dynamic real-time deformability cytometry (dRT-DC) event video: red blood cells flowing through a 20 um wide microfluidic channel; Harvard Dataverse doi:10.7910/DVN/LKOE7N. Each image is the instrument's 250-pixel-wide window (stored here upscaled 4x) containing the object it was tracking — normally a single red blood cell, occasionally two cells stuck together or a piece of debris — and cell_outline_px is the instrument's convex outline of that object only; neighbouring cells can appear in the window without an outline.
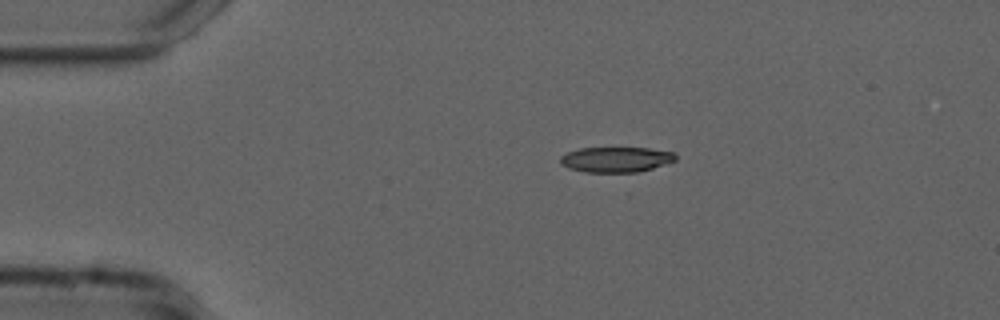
{"species": "common noctule bat (a hibernating species)", "species_latin": "Nyctalus noctula", "temperature_condition": "cold", "stored_images_in_passage": 37, "camera_frame_rate_fps": 3000, "um_per_image_px": 0.085, "animal": {"sex": "male", "forearm_length_mm": 52.5}, "frame": {"image": 1, "passage_image": 1, "time_ms": 0.0, "image_size_px": [1000, 320], "cell_outline_px": [[676, 160], [628, 176], [584, 172], [568, 168], [560, 164], [560, 156], [568, 152], [580, 148], [648, 148], [676, 152]], "centroid_in_image_um": [52.36, 13.61], "position_along_channel_um": 32.6, "area_um2": 17.86}}
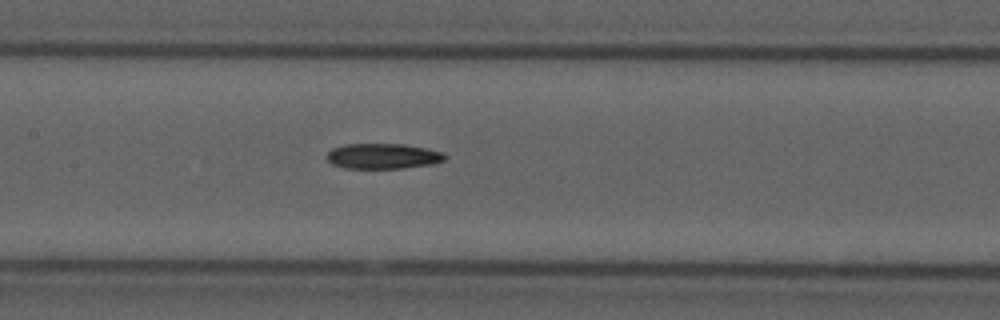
{"frame": {"image": 2, "passage_image": 16, "time_ms": 5.0, "image_size_px": [1000, 320], "cell_outline_px": [[448, 156], [444, 160], [432, 164], [404, 168], [344, 168], [332, 164], [328, 160], [328, 152], [332, 148], [344, 144], [404, 144], [444, 152]], "centroid_in_image_um": [32.57, 13.27], "position_along_channel_um": 174.8, "area_um2": 17.46}}
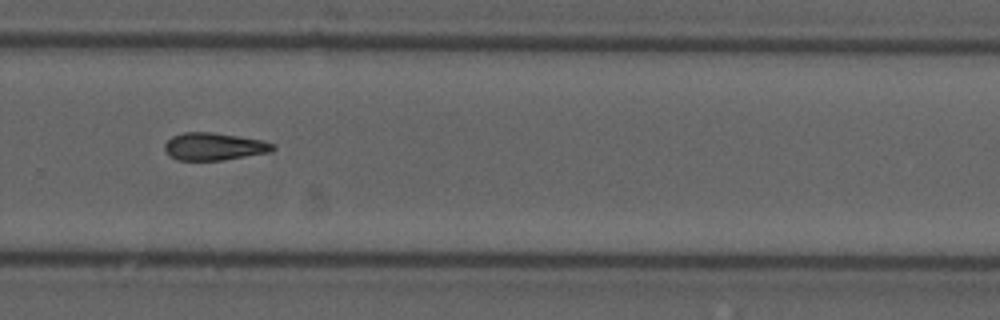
{"frame": {"image": 3, "passage_image": 27, "time_ms": 8.667, "image_size_px": [1000, 320], "cell_outline_px": [[276, 148], [272, 152], [224, 160], [176, 160], [168, 156], [164, 148], [164, 144], [172, 136], [184, 132], [212, 132], [260, 140], [276, 144]], "centroid_in_image_um": [18.19, 12.46], "position_along_channel_um": 311.6, "area_um2": 17.46}}